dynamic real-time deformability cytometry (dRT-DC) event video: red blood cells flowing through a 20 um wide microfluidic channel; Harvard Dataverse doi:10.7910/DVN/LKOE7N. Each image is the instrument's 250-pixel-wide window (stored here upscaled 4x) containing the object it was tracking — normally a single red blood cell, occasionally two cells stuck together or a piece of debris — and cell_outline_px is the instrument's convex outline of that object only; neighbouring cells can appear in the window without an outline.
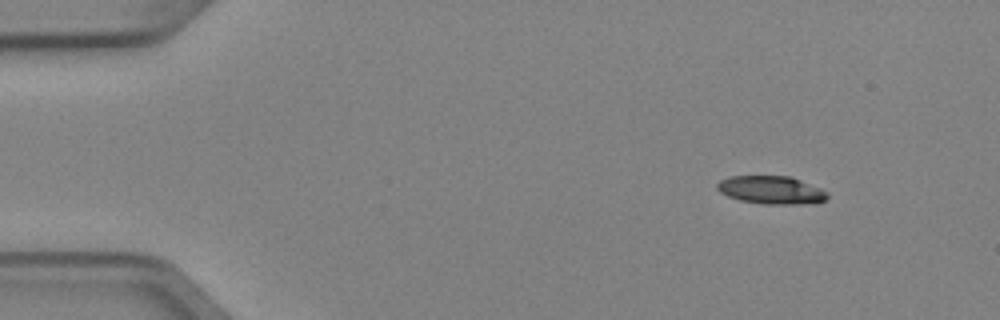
{"species": "Egyptian fruit bat (a non-hibernating species)", "species_latin": "Rousettus aegyptiacus", "temperature_condition": "cold", "stored_images_in_passage": 5, "camera_frame_rate_fps": 3000, "um_per_image_px": 0.085, "animal": {"sex": "female"}, "frame": {"image": 1, "passage_image": 1, "time_ms": 0.0, "image_size_px": [1000, 320], "cell_outline_px": [[828, 200], [816, 204], [764, 204], [740, 200], [728, 196], [720, 192], [716, 188], [716, 184], [720, 180], [732, 176], [792, 176], [820, 188], [828, 192]], "centroid_in_image_um": [65.61, 16.16], "position_along_channel_um": 19.4, "area_um2": 18.26}}
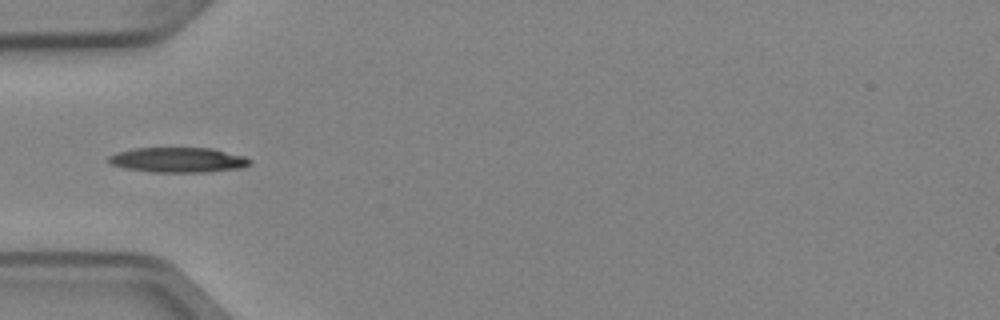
{"frame": {"image": 2, "passage_image": 4, "time_ms": 1.0, "image_size_px": [1000, 320], "cell_outline_px": [[252, 164], [244, 168], [204, 172], [152, 172], [124, 168], [112, 164], [108, 160], [108, 156], [116, 152], [136, 148], [212, 148], [244, 156], [252, 160]], "centroid_in_image_um": [15.18, 13.59], "position_along_channel_um": 69.8, "area_um2": 20.69}}
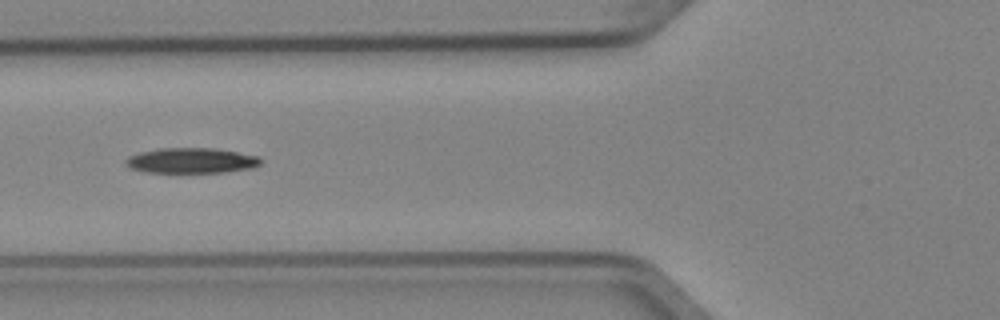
{"frame": {"image": 3, "passage_image": 5, "time_ms": 1.333, "image_size_px": [1000, 320], "cell_outline_px": [[260, 164], [252, 168], [224, 172], [148, 172], [132, 168], [124, 164], [124, 160], [128, 156], [140, 152], [160, 148], [216, 148], [256, 156], [260, 160]], "centroid_in_image_um": [16.22, 13.64], "position_along_channel_um": 109.6, "area_um2": 19.71}}